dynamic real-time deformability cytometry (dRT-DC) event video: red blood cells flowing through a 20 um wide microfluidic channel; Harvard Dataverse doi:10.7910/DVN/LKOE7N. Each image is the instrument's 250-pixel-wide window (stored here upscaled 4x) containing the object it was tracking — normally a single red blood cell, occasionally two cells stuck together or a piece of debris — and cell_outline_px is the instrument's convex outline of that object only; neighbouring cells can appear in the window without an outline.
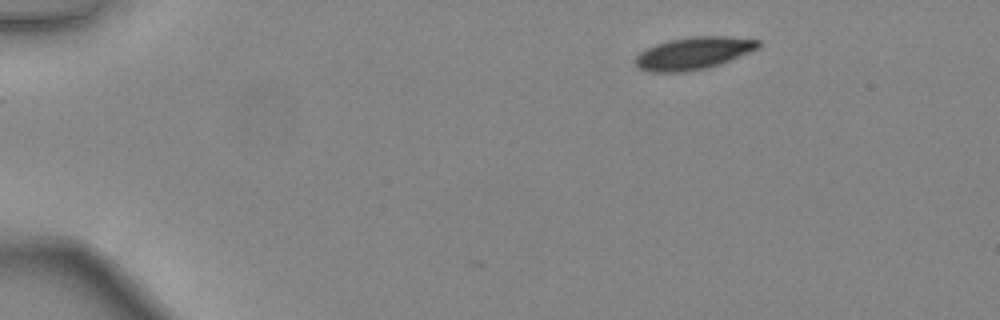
{"species": "common noctule bat (a hibernating species)", "species_latin": "Nyctalus noctula", "temperature_condition": "warm", "stored_images_in_passage": 3, "camera_frame_rate_fps": 3000, "um_per_image_px": 0.085, "animal": {"sex": "female", "body_mass_g": 24.6, "forearm_length_mm": 56.2}, "frame": {"image": 1, "passage_image": 1, "time_ms": 0.0, "image_size_px": [1000, 320], "cell_outline_px": [[760, 48], [720, 64], [708, 68], [688, 72], [648, 72], [636, 68], [636, 56], [640, 52], [656, 44], [668, 40], [692, 36], [728, 36], [760, 40]], "centroid_in_image_um": [58.95, 4.53], "position_along_channel_um": 26.0, "area_um2": 23.41}}